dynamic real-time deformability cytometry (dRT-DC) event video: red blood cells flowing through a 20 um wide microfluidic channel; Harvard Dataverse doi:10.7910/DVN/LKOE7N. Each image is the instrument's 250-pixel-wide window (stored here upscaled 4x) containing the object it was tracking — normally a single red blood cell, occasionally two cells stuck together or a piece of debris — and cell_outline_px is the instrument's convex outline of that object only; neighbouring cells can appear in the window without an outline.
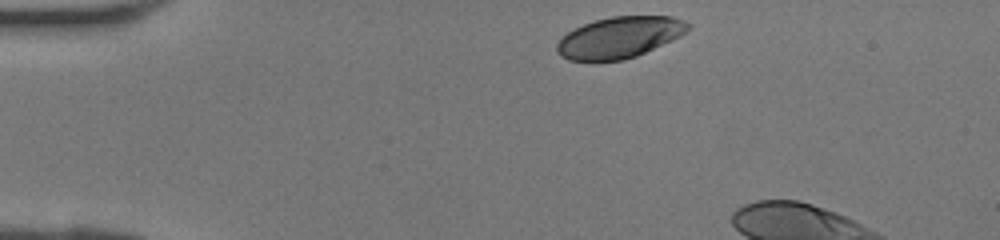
{"species": "human", "species_latin": "Homo sapiens", "temperature_condition": "room temperature", "stored_images_in_passage": 5, "camera_frame_rate_fps": 3000, "um_per_image_px": 0.085, "donor": {"sex": "female"}, "frame": {"image": 1, "passage_image": 1, "time_ms": 0.0, "image_size_px": [1000, 240], "cell_outline_px": [[688, 28], [680, 36], [672, 40], [636, 56], [624, 60], [568, 60], [560, 56], [556, 52], [556, 44], [568, 32], [584, 24], [596, 20], [612, 16], [672, 16], [684, 20], [688, 24]], "centroid_in_image_um": [52.64, 3.18], "position_along_channel_um": 32.4, "area_um2": 31.1}}